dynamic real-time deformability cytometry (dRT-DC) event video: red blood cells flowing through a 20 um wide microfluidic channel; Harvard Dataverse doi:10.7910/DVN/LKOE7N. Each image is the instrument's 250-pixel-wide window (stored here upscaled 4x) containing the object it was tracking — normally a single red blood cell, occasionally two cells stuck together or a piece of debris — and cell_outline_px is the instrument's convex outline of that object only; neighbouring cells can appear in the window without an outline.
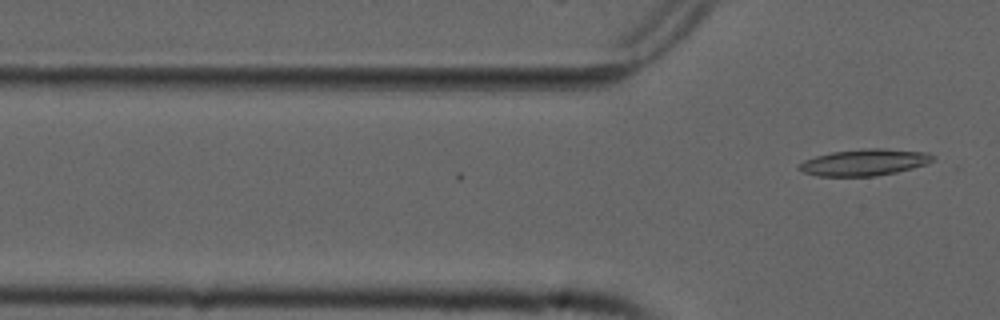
{"species": "common noctule bat (a hibernating species)", "species_latin": "Nyctalus noctula", "temperature_condition": "cold", "stored_images_in_passage": 3, "camera_frame_rate_fps": 3000, "um_per_image_px": 0.085, "animal": {"sex": "male", "forearm_length_mm": 52.5}, "frame": {"image": 1, "passage_image": 3, "time_ms": 0.667, "image_size_px": [1000, 320], "cell_outline_px": [[936, 160], [912, 168], [896, 172], [876, 176], [816, 176], [804, 172], [796, 168], [804, 160], [816, 156], [832, 152], [868, 148], [884, 148], [928, 152], [936, 156]], "centroid_in_image_um": [73.5, 13.79], "position_along_channel_um": 52.3, "area_um2": 20.75}}